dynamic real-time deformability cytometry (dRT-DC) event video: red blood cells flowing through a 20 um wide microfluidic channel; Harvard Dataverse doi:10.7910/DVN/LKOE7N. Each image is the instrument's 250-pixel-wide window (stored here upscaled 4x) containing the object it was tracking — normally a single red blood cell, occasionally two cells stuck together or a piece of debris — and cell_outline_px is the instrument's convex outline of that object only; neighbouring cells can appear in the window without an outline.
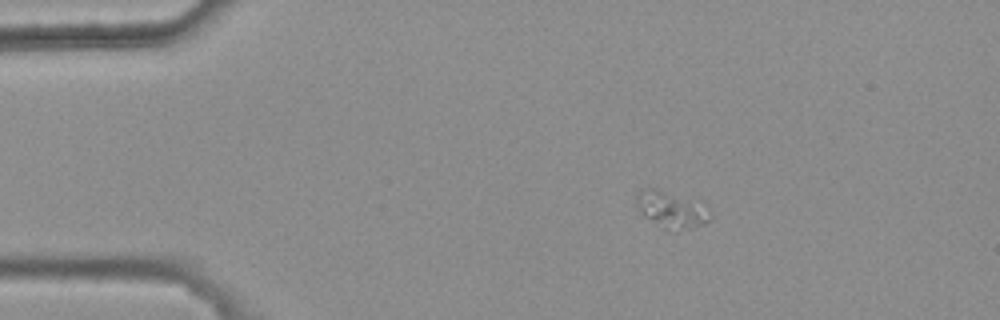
{"species": "common noctule bat (a hibernating species)", "species_latin": "Nyctalus noctula", "temperature_condition": "warm", "stored_images_in_passage": 3, "camera_frame_rate_fps": 3000, "um_per_image_px": 0.085, "animal": {"sex": "female", "body_mass_g": 25.1}, "frame": {"image": 1, "passage_image": 1, "time_ms": 0.0, "image_size_px": [1000, 320], "cell_outline_px": [[712, 216], [704, 224], [692, 228], [676, 232], [672, 232], [664, 228], [644, 216], [640, 212], [636, 204], [636, 196], [644, 188], [656, 188], [696, 204]], "centroid_in_image_um": [56.97, 17.88], "position_along_channel_um": 28.0, "area_um2": 14.85}}